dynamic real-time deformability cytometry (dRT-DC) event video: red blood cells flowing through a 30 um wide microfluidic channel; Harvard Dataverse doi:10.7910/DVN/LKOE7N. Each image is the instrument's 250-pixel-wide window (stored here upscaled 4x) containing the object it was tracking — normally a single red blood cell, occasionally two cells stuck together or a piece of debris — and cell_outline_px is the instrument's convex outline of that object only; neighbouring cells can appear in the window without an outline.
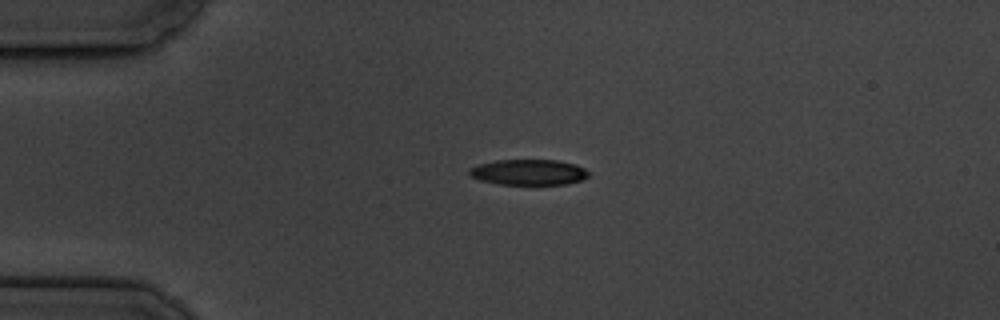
{"species": "common noctule bat (a hibernating species)", "species_latin": "Nyctalus noctula", "temperature_condition": "cold", "stored_images_in_passage": 5, "camera_frame_rate_fps": 3000, "um_per_image_px": 0.085, "animal": {"sex": "male", "body_mass_g": 19.5, "forearm_length_mm": 54.6}, "frame": {"image": 1, "passage_image": 4, "time_ms": 3.333, "image_size_px": [1000, 320], "cell_outline_px": [[588, 176], [580, 180], [568, 184], [500, 184], [480, 180], [472, 176], [468, 172], [468, 168], [480, 164], [496, 160], [556, 160], [576, 164], [584, 168], [588, 172]], "centroid_in_image_um": [44.93, 14.63], "position_along_channel_um": 40.1, "area_um2": 17.69}}